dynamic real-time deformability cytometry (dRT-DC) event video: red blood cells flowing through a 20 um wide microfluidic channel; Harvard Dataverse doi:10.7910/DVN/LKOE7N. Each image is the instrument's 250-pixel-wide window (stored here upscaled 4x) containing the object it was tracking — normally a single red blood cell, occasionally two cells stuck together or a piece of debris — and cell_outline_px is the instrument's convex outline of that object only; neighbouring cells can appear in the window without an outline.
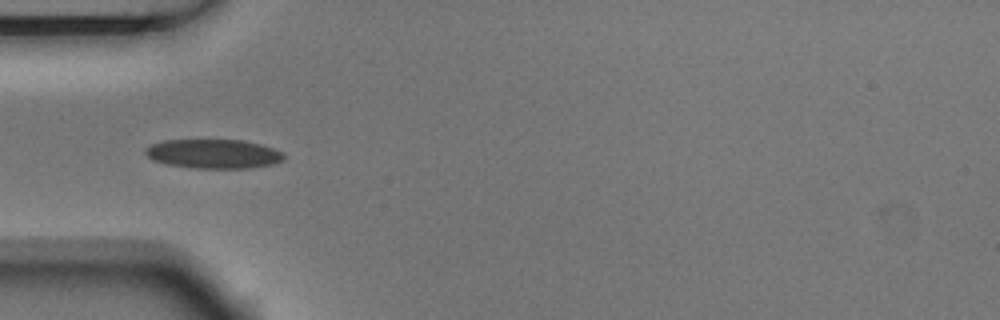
{"species": "Egyptian fruit bat (a non-hibernating species)", "species_latin": "Rousettus aegyptiacus", "temperature_condition": "room temperature", "stored_images_in_passage": 8, "camera_frame_rate_fps": 3000, "um_per_image_px": 0.085, "animal": {"sex": "male"}, "frame": {"image": 1, "passage_image": 3, "time_ms": 0.667, "image_size_px": [1000, 320], "cell_outline_px": [[284, 160], [272, 164], [252, 168], [196, 168], [164, 164], [152, 160], [144, 152], [144, 148], [152, 144], [164, 140], [244, 140], [260, 144], [284, 152]], "centroid_in_image_um": [18.14, 13.08], "position_along_channel_um": 66.9, "area_um2": 23.7}}
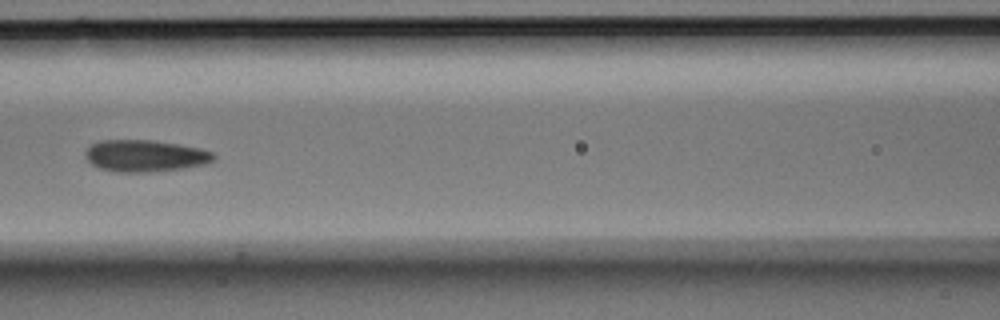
{"frame": {"image": 2, "passage_image": 5, "time_ms": 1.333, "image_size_px": [1000, 320], "cell_outline_px": [[216, 156], [208, 164], [152, 172], [116, 172], [100, 168], [92, 164], [88, 160], [84, 152], [92, 144], [100, 140], [148, 140], [176, 144], [196, 148], [212, 152]], "centroid_in_image_um": [12.3, 13.25], "position_along_channel_um": 154.3, "area_um2": 23.47}}
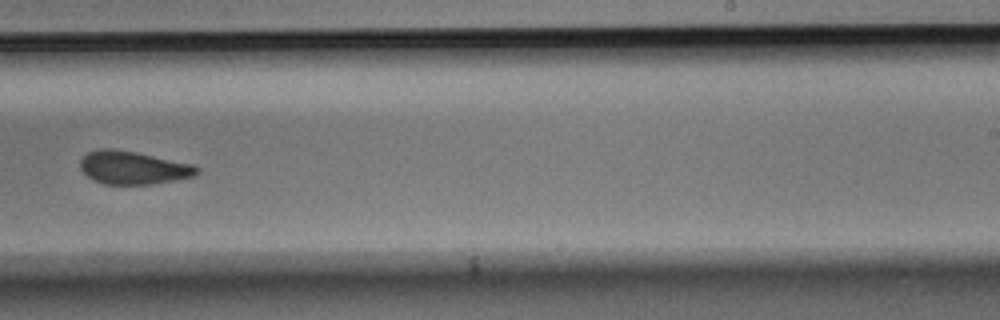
{"frame": {"image": 3, "passage_image": 8, "time_ms": 2.333, "image_size_px": [1000, 320], "cell_outline_px": [[200, 172], [192, 176], [152, 184], [104, 184], [92, 180], [80, 168], [80, 160], [88, 152], [100, 148], [108, 148], [136, 152], [192, 164], [200, 168]], "centroid_in_image_um": [11.29, 14.25], "position_along_channel_um": 277.7, "area_um2": 22.31}}